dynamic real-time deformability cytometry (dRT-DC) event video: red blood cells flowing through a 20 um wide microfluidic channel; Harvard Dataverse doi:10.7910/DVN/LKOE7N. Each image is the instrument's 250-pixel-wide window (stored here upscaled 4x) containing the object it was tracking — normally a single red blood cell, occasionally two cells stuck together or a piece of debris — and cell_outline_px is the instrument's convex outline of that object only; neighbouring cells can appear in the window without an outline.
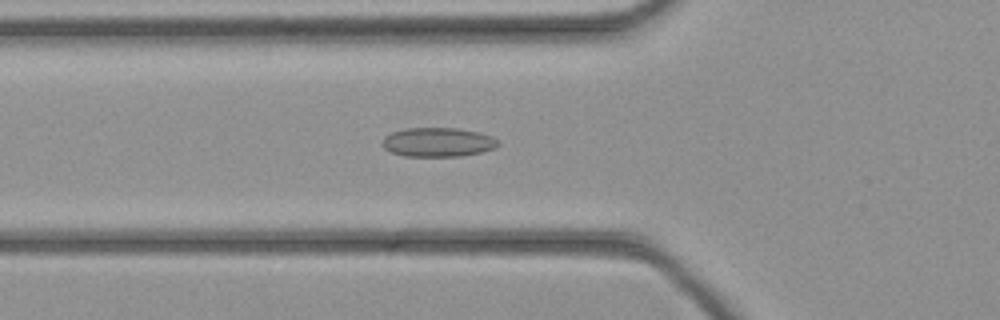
{"species": "common noctule bat (a hibernating species)", "species_latin": "Nyctalus noctula", "temperature_condition": "cold", "stored_images_in_passage": 33, "camera_frame_rate_fps": 3000, "um_per_image_px": 0.085, "animal": {"sex": "female", "body_mass_g": 21.9}, "frame": {"image": 1, "passage_image": 8, "time_ms": 2.333, "image_size_px": [1000, 320], "cell_outline_px": [[500, 144], [496, 148], [480, 152], [460, 156], [404, 156], [392, 152], [384, 148], [380, 144], [380, 140], [384, 136], [392, 132], [404, 128], [456, 128], [480, 132], [492, 136], [500, 140]], "centroid_in_image_um": [37.22, 12.08], "position_along_channel_um": 88.6, "area_um2": 19.94}}
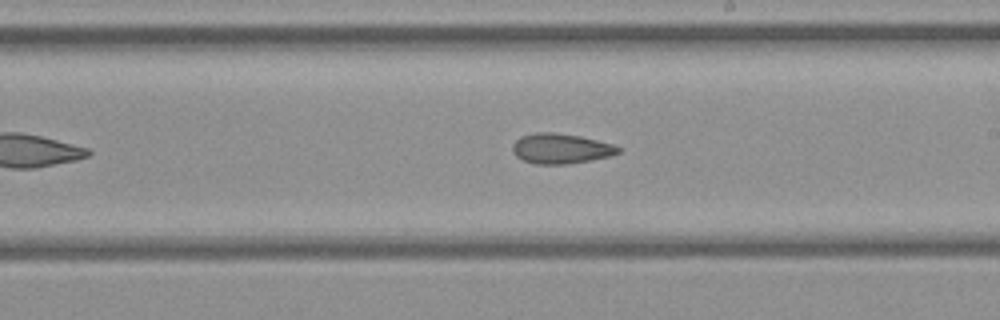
{"frame": {"image": 2, "passage_image": 18, "time_ms": 5.667, "image_size_px": [1000, 320], "cell_outline_px": [[624, 148], [620, 152], [612, 156], [568, 164], [536, 164], [524, 160], [516, 156], [512, 152], [512, 144], [520, 136], [536, 132], [552, 132], [580, 136], [612, 144]], "centroid_in_image_um": [47.68, 12.63], "position_along_channel_um": 241.3, "area_um2": 18.67}}
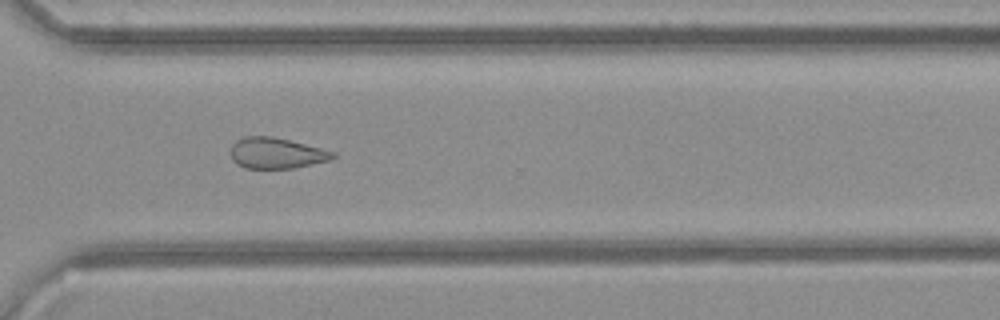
{"frame": {"image": 3, "passage_image": 25, "time_ms": 8.0, "image_size_px": [1000, 320], "cell_outline_px": [[336, 156], [332, 160], [292, 168], [244, 168], [232, 160], [232, 144], [236, 140], [244, 136], [272, 136], [336, 152]], "centroid_in_image_um": [23.5, 13.01], "position_along_channel_um": 347.1, "area_um2": 18.26}}